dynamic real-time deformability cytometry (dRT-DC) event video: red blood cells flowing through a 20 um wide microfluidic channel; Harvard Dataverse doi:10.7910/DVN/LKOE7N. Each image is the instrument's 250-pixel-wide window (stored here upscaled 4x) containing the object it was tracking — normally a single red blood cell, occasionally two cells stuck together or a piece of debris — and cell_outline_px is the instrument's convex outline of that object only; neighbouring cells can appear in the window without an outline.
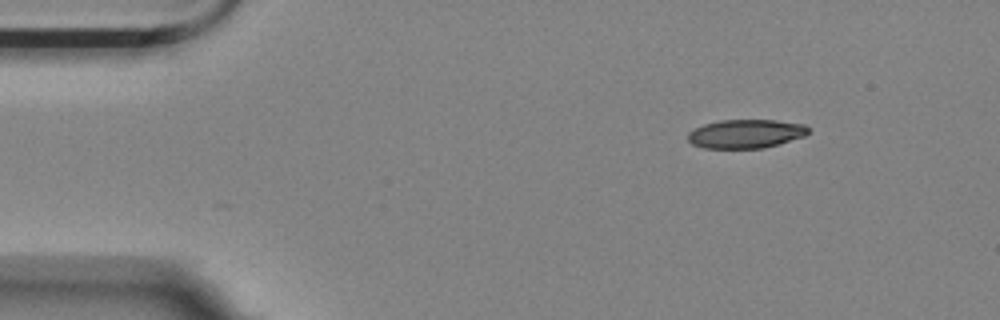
{"species": "Egyptian fruit bat (a non-hibernating species)", "species_latin": "Rousettus aegyptiacus", "temperature_condition": "room temperature", "stored_images_in_passage": 39, "camera_frame_rate_fps": 3000, "um_per_image_px": 0.085, "animal": {"sex": "female"}, "frame": {"image": 1, "passage_image": 1, "time_ms": 0.0, "image_size_px": [1000, 320], "cell_outline_px": [[808, 132], [804, 136], [764, 148], [704, 148], [692, 144], [688, 140], [688, 132], [704, 124], [720, 120], [776, 120], [804, 124], [808, 128]], "centroid_in_image_um": [63.37, 11.37], "position_along_channel_um": 21.6, "area_um2": 20.06}}
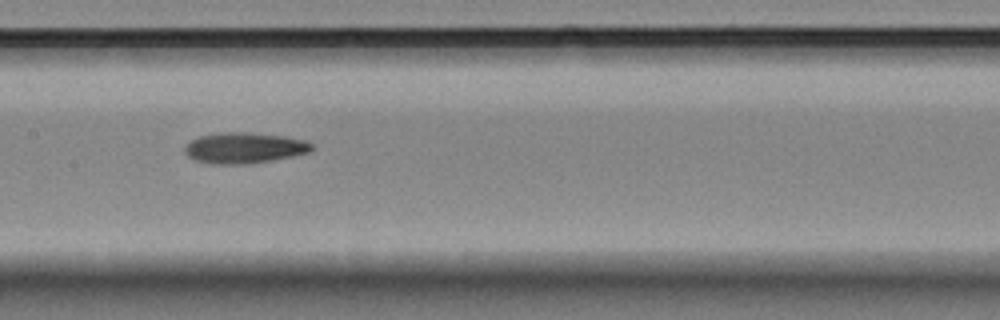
{"frame": {"image": 2, "passage_image": 21, "time_ms": 6.667, "image_size_px": [1000, 320], "cell_outline_px": [[312, 148], [308, 152], [292, 156], [272, 160], [248, 164], [212, 164], [196, 160], [188, 156], [184, 152], [184, 148], [192, 140], [200, 136], [224, 132], [248, 132], [284, 136], [304, 140], [312, 144]], "centroid_in_image_um": [20.75, 12.57], "position_along_channel_um": 186.6, "area_um2": 22.6}}
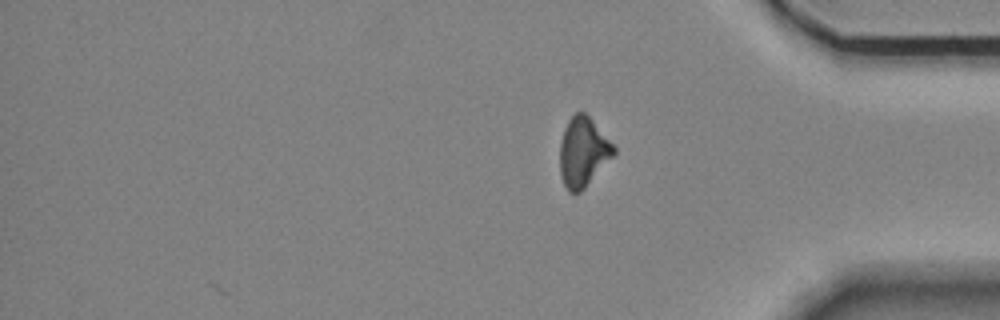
{"frame": {"image": 3, "passage_image": 39, "time_ms": 12.667, "image_size_px": [1000, 320], "cell_outline_px": [[616, 152], [584, 188], [580, 192], [568, 192], [560, 176], [560, 144], [564, 128], [568, 120], [576, 112], [584, 112], [592, 120], [616, 148]], "centroid_in_image_um": [49.53, 12.92], "position_along_channel_um": 385.7, "area_um2": 21.44}, "authors_computed_cell_mechanics": {"area_um2": 21.9062, "velocity_mm_per_s": 3.5633, "shape_relaxation_time_tau1_ms": 8.1174, "shape_relaxation_time_tau2_ms": null, "deformation_change_tau1": 0.2115, "deformation_change_tau2": null}}